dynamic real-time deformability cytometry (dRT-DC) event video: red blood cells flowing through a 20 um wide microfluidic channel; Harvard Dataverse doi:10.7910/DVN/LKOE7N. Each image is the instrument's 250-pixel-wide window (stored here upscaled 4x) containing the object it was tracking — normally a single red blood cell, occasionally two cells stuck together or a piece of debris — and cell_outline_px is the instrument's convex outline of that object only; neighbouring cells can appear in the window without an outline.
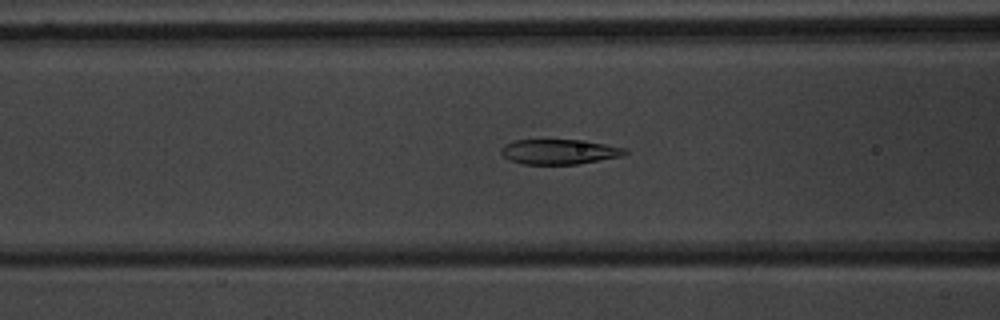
{"species": "common noctule bat (a hibernating species)", "species_latin": "Nyctalus noctula", "temperature_condition": "warm", "stored_images_in_passage": 43, "camera_frame_rate_fps": 3000, "um_per_image_px": 0.085, "animal": {"sex": "male", "body_mass_g": 20.1, "forearm_length_mm": 53.5}, "frame": {"image": 1, "passage_image": 10, "time_ms": 3.0, "image_size_px": [1000, 320], "cell_outline_px": [[628, 152], [620, 156], [580, 164], [524, 164], [508, 160], [500, 152], [500, 148], [504, 144], [512, 140], [576, 140], [604, 144], [628, 148]], "centroid_in_image_um": [47.49, 12.9], "position_along_channel_um": 119.1, "area_um2": 18.03}}
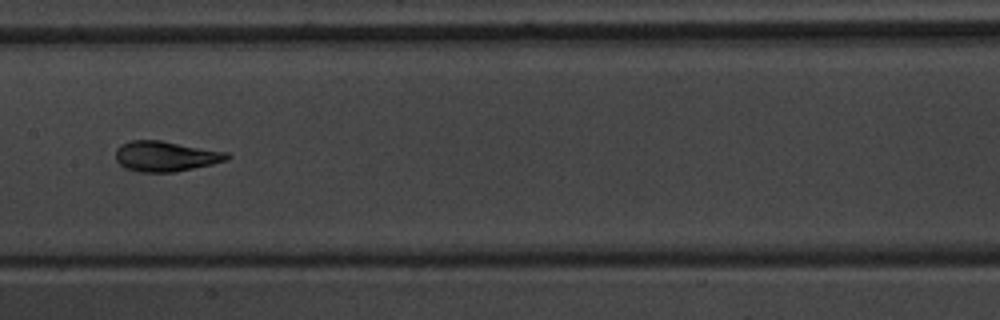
{"frame": {"image": 2, "passage_image": 16, "time_ms": 5.0, "image_size_px": [1000, 320], "cell_outline_px": [[232, 156], [228, 160], [212, 164], [172, 172], [140, 172], [124, 168], [116, 160], [116, 148], [120, 144], [132, 140], [160, 140], [228, 152]], "centroid_in_image_um": [14.07, 13.27], "position_along_channel_um": 193.3, "area_um2": 19.71}}
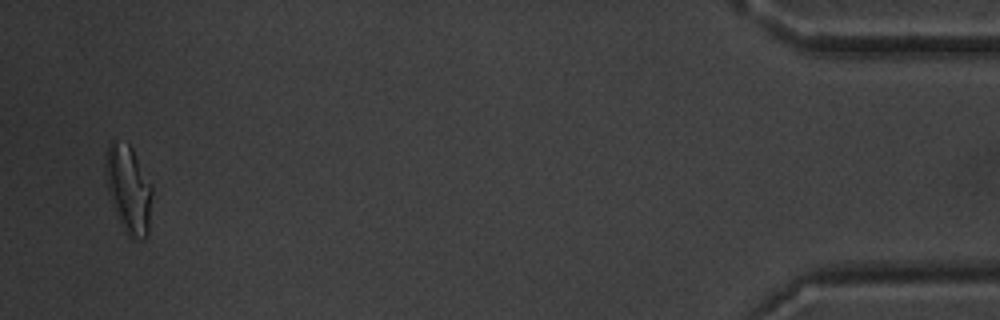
{"frame": {"image": 3, "passage_image": 41, "time_ms": 13.333, "image_size_px": [1000, 320], "cell_outline_px": [[152, 192], [148, 236], [132, 240], [124, 232], [120, 224], [112, 204], [108, 192], [104, 172], [104, 156], [108, 144], [112, 140], [116, 140], [128, 144], [132, 148], [152, 184]], "centroid_in_image_um": [10.9, 16.07], "position_along_channel_um": 424.3, "area_um2": 24.28}}